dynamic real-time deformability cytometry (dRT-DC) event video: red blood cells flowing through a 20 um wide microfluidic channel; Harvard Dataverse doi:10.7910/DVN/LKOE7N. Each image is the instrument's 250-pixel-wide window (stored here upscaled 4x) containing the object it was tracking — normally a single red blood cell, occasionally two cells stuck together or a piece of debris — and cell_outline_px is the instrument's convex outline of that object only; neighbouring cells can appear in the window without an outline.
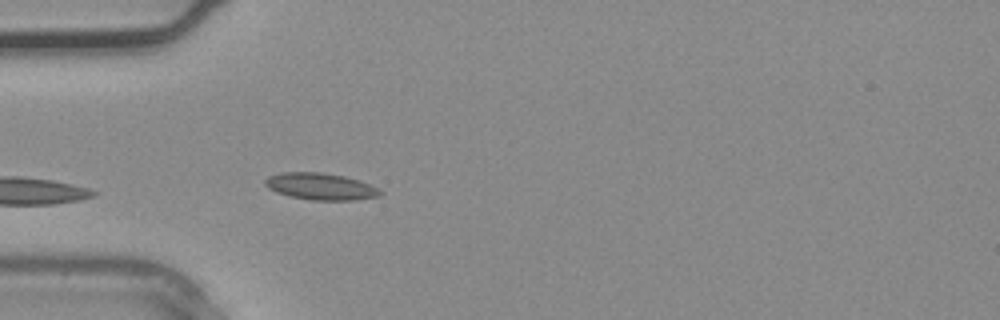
{"species": "common noctule bat (a hibernating species)", "species_latin": "Nyctalus noctula", "temperature_condition": "warm", "stored_images_in_passage": 4, "camera_frame_rate_fps": 3000, "um_per_image_px": 0.085, "animal": {"sex": "male", "body_mass_g": 20.4}, "frame": {"image": 1, "passage_image": 4, "time_ms": 1.0, "image_size_px": [1000, 320], "cell_outline_px": [[384, 192], [380, 196], [352, 200], [312, 200], [292, 196], [276, 192], [268, 188], [264, 184], [264, 180], [268, 176], [280, 172], [320, 172], [344, 176], [360, 180]], "centroid_in_image_um": [27.23, 15.84], "position_along_channel_um": 57.8, "area_um2": 17.92}}